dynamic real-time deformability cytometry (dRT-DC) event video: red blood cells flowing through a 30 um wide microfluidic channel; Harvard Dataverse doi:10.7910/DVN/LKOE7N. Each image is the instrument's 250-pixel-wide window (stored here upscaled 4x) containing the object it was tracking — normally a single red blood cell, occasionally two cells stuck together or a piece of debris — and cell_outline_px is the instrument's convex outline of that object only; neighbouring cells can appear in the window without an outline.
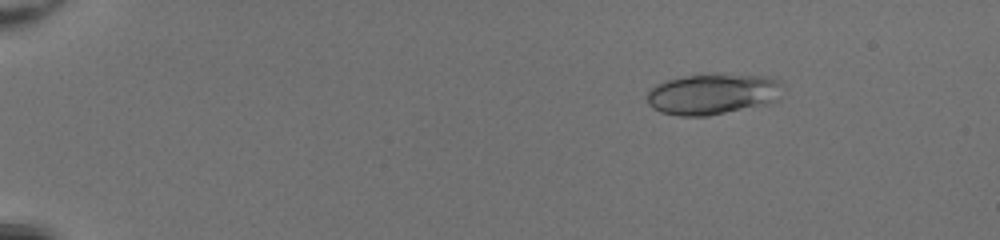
{"species": "common noctule bat (a hibernating species)", "species_latin": "Nyctalus noctula", "temperature_condition": "room temperature", "stored_images_in_passage": 51, "segment_of_instrument_passage": [1, 2], "camera_frame_rate_fps": 3000, "um_per_image_px": 0.085, "animal": {"sex": "female", "body_mass_g": 20.0, "forearm_length_mm": 54.0}, "frame": {"image": 1, "passage_image": 9, "time_ms": 2.667, "image_size_px": [1000, 240], "cell_outline_px": [[780, 100], [768, 104], [708, 116], [680, 116], [660, 112], [652, 108], [648, 104], [648, 88], [656, 84], [668, 80], [688, 76], [768, 76], [780, 80]], "centroid_in_image_um": [60.57, 8.03], "position_along_channel_um": 24.4, "area_um2": 31.85}}
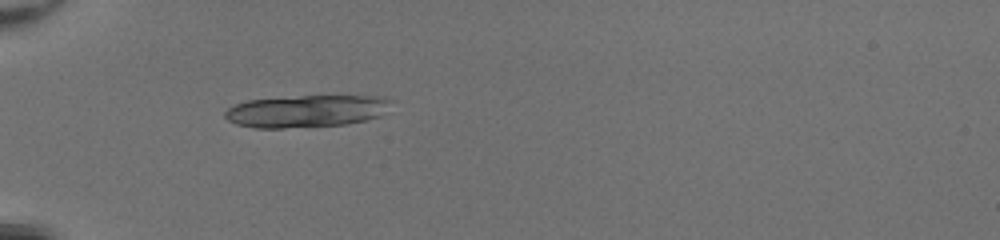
{"frame": {"image": 2, "passage_image": 19, "time_ms": 6.0, "image_size_px": [1000, 240], "cell_outline_px": [[396, 100], [380, 116], [348, 124], [284, 128], [256, 128], [236, 124], [228, 120], [224, 116], [224, 112], [228, 108], [236, 104], [248, 100], [300, 96], [384, 96]], "centroid_in_image_um": [26.08, 9.44], "position_along_channel_um": 58.9, "area_um2": 31.33}}